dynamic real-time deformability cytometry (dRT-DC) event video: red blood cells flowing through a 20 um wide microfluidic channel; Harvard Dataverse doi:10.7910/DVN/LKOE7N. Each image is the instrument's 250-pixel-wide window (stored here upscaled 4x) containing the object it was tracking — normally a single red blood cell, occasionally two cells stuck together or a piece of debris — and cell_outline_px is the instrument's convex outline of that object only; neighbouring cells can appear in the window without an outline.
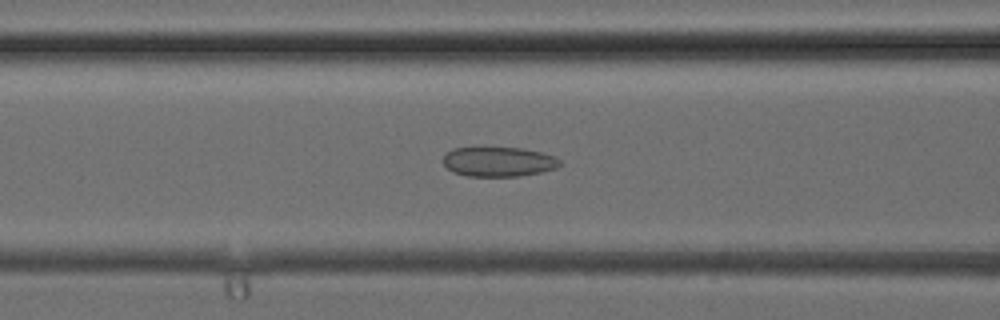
{"species": "common noctule bat (a hibernating species)", "species_latin": "Nyctalus noctula", "temperature_condition": "cold", "stored_images_in_passage": 38, "camera_frame_rate_fps": 3000, "um_per_image_px": 0.085, "animal": {"sex": "female", "body_mass_g": 24.6, "forearm_length_mm": 56.2}, "frame": {"image": 1, "passage_image": 15, "time_ms": 4.667, "image_size_px": [1000, 320], "cell_outline_px": [[560, 164], [556, 168], [540, 172], [516, 176], [468, 176], [452, 172], [444, 164], [444, 156], [452, 148], [520, 148], [540, 152], [556, 156], [560, 160]], "centroid_in_image_um": [42.38, 13.75], "position_along_channel_um": 124.2, "area_um2": 19.94}}
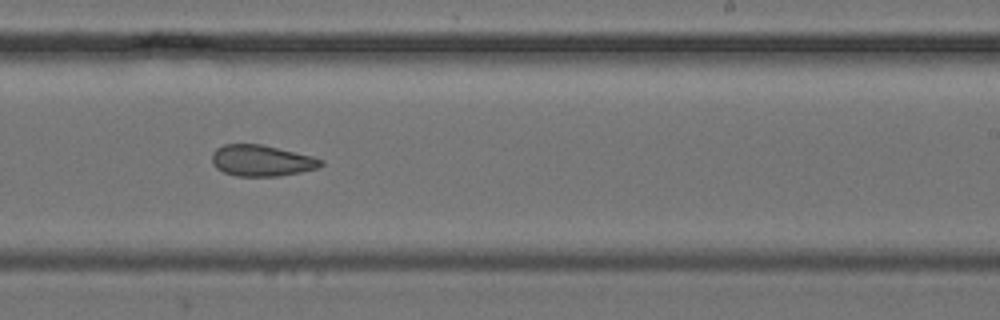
{"frame": {"image": 2, "passage_image": 23, "time_ms": 7.333, "image_size_px": [1000, 320], "cell_outline_px": [[324, 164], [320, 168], [280, 176], [236, 176], [224, 172], [216, 168], [212, 164], [212, 152], [216, 148], [224, 144], [260, 144], [312, 156], [324, 160]], "centroid_in_image_um": [22.24, 13.66], "position_along_channel_um": 266.8, "area_um2": 19.88}}
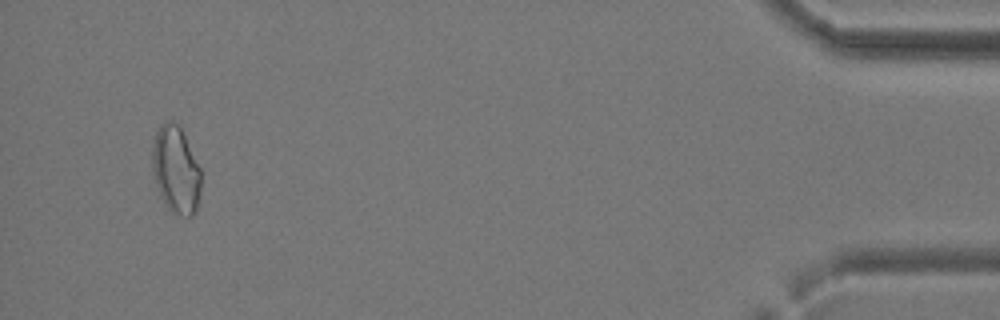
{"frame": {"image": 3, "passage_image": 36, "time_ms": 11.667, "image_size_px": [1000, 320], "cell_outline_px": [[200, 192], [196, 212], [192, 216], [180, 216], [172, 212], [164, 204], [156, 188], [152, 176], [152, 144], [156, 132], [160, 124], [164, 120], [172, 120], [180, 124], [200, 168]], "centroid_in_image_um": [14.92, 14.41], "position_along_channel_um": 420.3, "area_um2": 25.43}}